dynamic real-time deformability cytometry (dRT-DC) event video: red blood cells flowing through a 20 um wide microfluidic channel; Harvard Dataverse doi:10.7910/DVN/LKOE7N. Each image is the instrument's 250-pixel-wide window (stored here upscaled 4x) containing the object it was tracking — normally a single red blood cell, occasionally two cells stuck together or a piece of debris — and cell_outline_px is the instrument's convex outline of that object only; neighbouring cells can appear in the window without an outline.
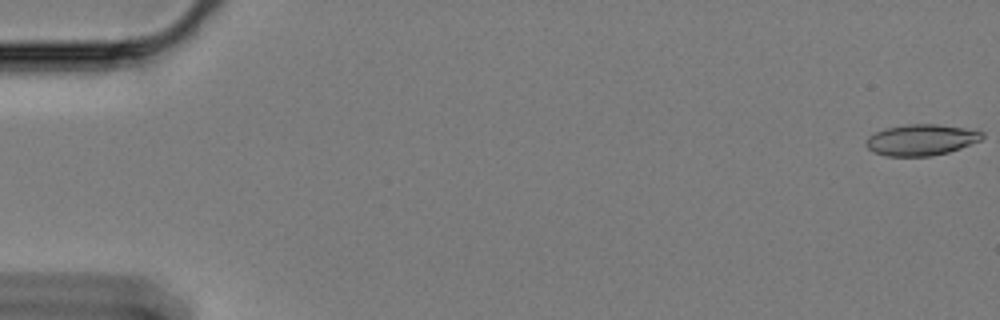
{"species": "Egyptian fruit bat (a non-hibernating species)", "species_latin": "Rousettus aegyptiacus", "temperature_condition": "cold", "stored_images_in_passage": 60, "camera_frame_rate_fps": 3000, "um_per_image_px": 0.085, "animal": {"sex": "female"}, "frame": {"image": 1, "passage_image": 1, "time_ms": 0.0, "image_size_px": [1000, 320], "cell_outline_px": [[984, 136], [980, 140], [960, 148], [948, 152], [928, 156], [888, 156], [872, 152], [864, 144], [868, 136], [884, 128], [908, 124], [936, 124], [964, 128], [984, 132]], "centroid_in_image_um": [78.26, 11.89], "position_along_channel_um": 6.7, "area_um2": 20.98}}
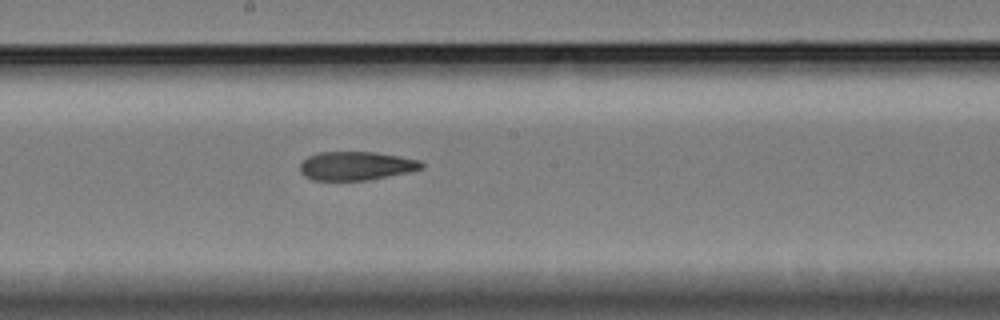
{"frame": {"image": 2, "passage_image": 33, "time_ms": 10.667, "image_size_px": [1000, 320], "cell_outline_px": [[424, 168], [408, 172], [368, 180], [312, 180], [304, 176], [300, 172], [300, 164], [308, 156], [320, 152], [376, 152], [400, 156], [420, 160], [424, 164]], "centroid_in_image_um": [30.27, 14.09], "position_along_channel_um": 217.9, "area_um2": 20.35}}
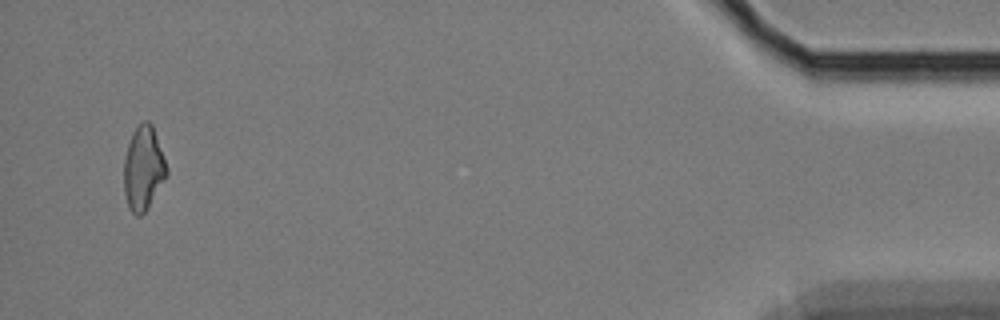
{"frame": {"image": 3, "passage_image": 58, "time_ms": 19.0, "image_size_px": [1000, 320], "cell_outline_px": [[168, 172], [164, 180], [148, 208], [140, 216], [136, 216], [128, 208], [124, 192], [124, 160], [128, 144], [132, 132], [144, 120], [148, 120], [152, 124], [168, 168]], "centroid_in_image_um": [12.18, 14.32], "position_along_channel_um": 423.0, "area_um2": 20.87}, "authors_computed_cell_mechanics": {"area_um2": 21.1837, "velocity_mm_per_s": 3.3746, "shape_relaxation_time_tau1_ms": 10.8624, "shape_relaxation_time_tau2_ms": 7.9785, "deformation_change_tau1": 0.2123, "deformation_change_tau2": 0.1753}}